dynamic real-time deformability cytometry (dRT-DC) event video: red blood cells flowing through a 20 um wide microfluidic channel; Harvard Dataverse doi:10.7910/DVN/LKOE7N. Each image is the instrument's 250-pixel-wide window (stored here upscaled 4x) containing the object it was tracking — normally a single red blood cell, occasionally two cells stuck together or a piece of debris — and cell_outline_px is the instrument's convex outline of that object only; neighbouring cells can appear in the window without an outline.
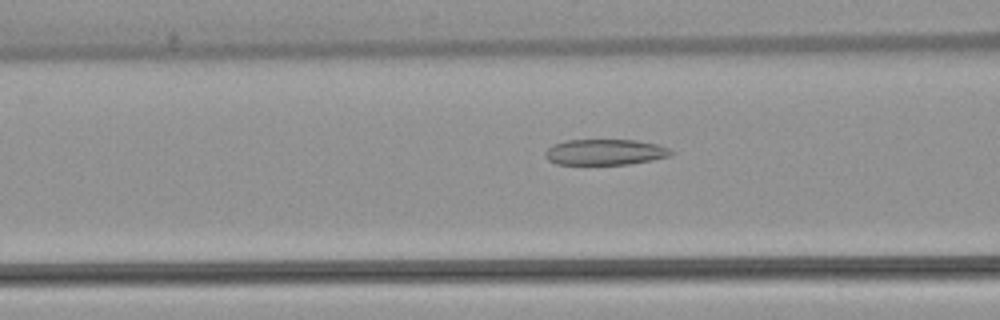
{"species": "common noctule bat (a hibernating species)", "species_latin": "Nyctalus noctula", "temperature_condition": "warm", "stored_images_in_passage": 53, "camera_frame_rate_fps": 3000, "um_per_image_px": 0.085, "animal": {"sex": "female", "body_mass_g": 22.7, "forearm_length_mm": 54.2}, "frame": {"image": 1, "passage_image": 21, "time_ms": 6.667, "image_size_px": [1000, 320], "cell_outline_px": [[676, 152], [668, 156], [652, 160], [628, 164], [556, 164], [548, 160], [544, 156], [544, 152], [548, 148], [556, 144], [568, 140], [636, 140], [656, 144], [668, 148]], "centroid_in_image_um": [51.43, 12.93], "position_along_channel_um": 115.2, "area_um2": 18.79}}
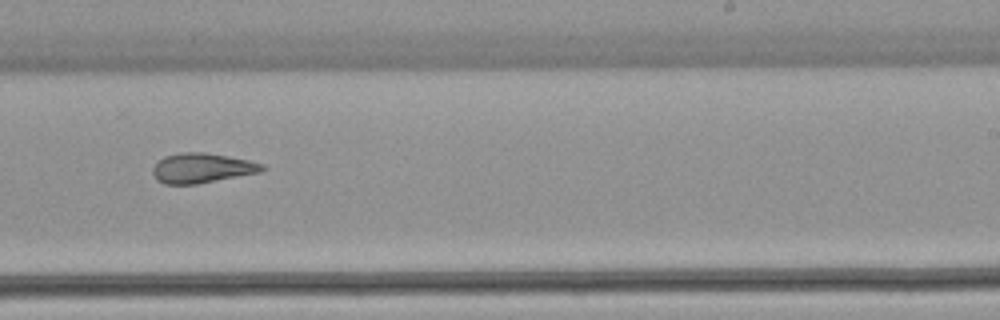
{"frame": {"image": 2, "passage_image": 33, "time_ms": 10.667, "image_size_px": [1000, 320], "cell_outline_px": [[264, 168], [260, 172], [196, 184], [164, 184], [156, 180], [152, 172], [152, 168], [164, 156], [180, 152], [204, 152], [228, 156], [248, 160], [264, 164]], "centroid_in_image_um": [17.13, 14.28], "position_along_channel_um": 271.9, "area_um2": 18.9}}
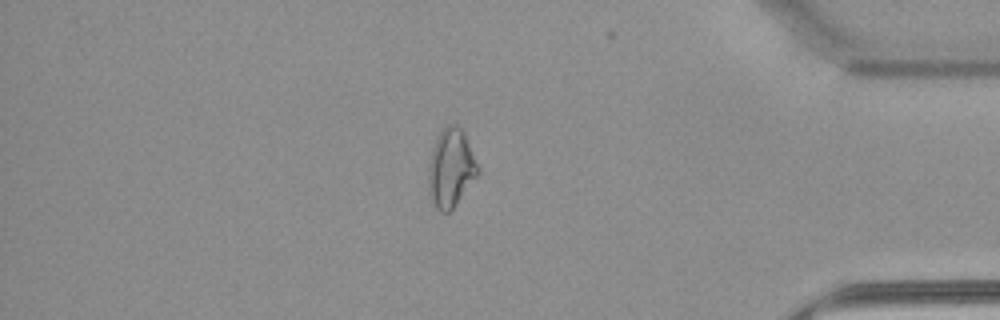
{"frame": {"image": 3, "passage_image": 45, "time_ms": 14.667, "image_size_px": [1000, 320], "cell_outline_px": [[480, 172], [456, 204], [448, 212], [440, 212], [436, 208], [432, 200], [428, 188], [428, 164], [432, 148], [436, 136], [448, 124], [456, 124], [460, 128], [480, 168]], "centroid_in_image_um": [38.3, 14.29], "position_along_channel_um": 396.9, "area_um2": 22.37}, "authors_computed_cell_mechanics": {"area_um2": 22.3108, "velocity_mm_per_s": 3.924, "shape_relaxation_time_tau1_ms": null, "shape_relaxation_time_tau2_ms": 3.2126, "deformation_change_tau1": null, "deformation_change_tau2": 0.1221}}